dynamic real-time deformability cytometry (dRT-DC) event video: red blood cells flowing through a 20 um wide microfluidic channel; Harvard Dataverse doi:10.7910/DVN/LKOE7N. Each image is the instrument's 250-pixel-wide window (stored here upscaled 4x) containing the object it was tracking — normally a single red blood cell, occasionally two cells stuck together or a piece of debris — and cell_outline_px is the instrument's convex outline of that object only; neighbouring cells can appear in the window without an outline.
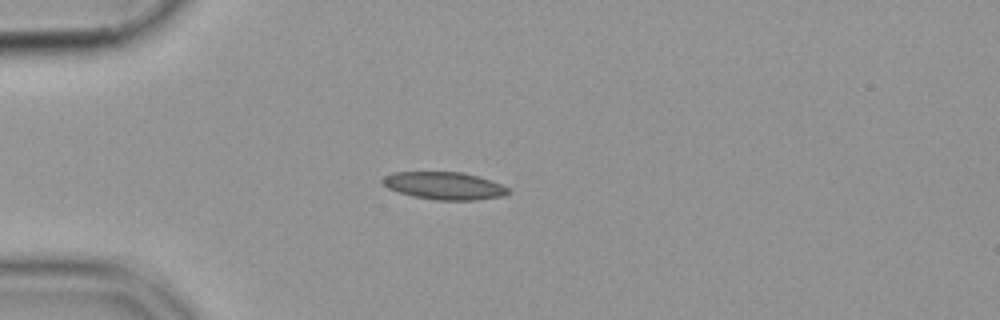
{"species": "common noctule bat (a hibernating species)", "species_latin": "Nyctalus noctula", "temperature_condition": "cold", "stored_images_in_passage": 54, "camera_frame_rate_fps": 3000, "um_per_image_px": 0.085, "animal": {"sex": "female", "body_mass_g": 19.9}, "frame": {"image": 1, "passage_image": 14, "time_ms": 4.333, "image_size_px": [1000, 320], "cell_outline_px": [[508, 192], [500, 196], [476, 200], [436, 200], [412, 196], [388, 188], [380, 180], [384, 176], [392, 172], [464, 172], [480, 176], [492, 180], [508, 188]], "centroid_in_image_um": [37.74, 15.77], "position_along_channel_um": 47.3, "area_um2": 20.11}}
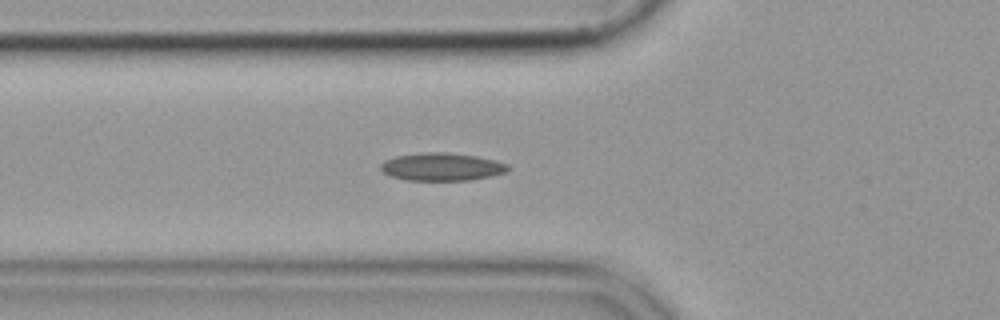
{"frame": {"image": 2, "passage_image": 19, "time_ms": 6.0, "image_size_px": [1000, 320], "cell_outline_px": [[512, 168], [508, 172], [468, 180], [408, 180], [392, 176], [384, 172], [380, 168], [380, 164], [384, 160], [396, 156], [432, 152], [440, 152], [476, 156], [496, 160], [508, 164]], "centroid_in_image_um": [37.59, 14.18], "position_along_channel_um": 88.2, "area_um2": 20.4}}
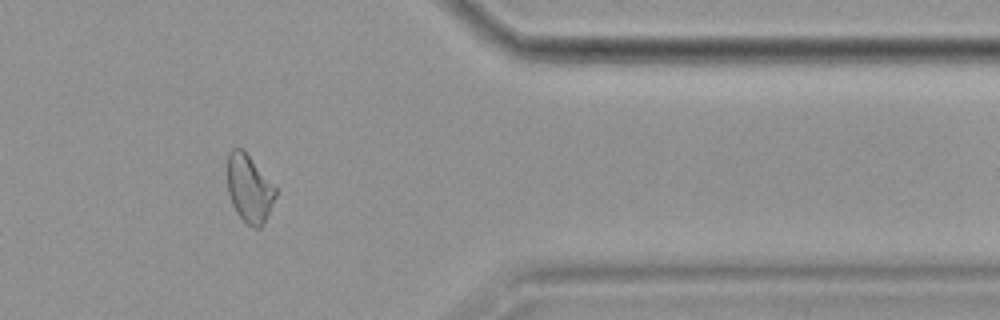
{"frame": {"image": 3, "passage_image": 45, "time_ms": 14.667, "image_size_px": [1000, 320], "cell_outline_px": [[276, 196], [264, 224], [260, 228], [256, 228], [248, 224], [236, 212], [232, 204], [228, 192], [228, 152], [232, 148], [244, 148], [276, 188]], "centroid_in_image_um": [21.19, 16.0], "position_along_channel_um": 390.2, "area_um2": 19.02}}